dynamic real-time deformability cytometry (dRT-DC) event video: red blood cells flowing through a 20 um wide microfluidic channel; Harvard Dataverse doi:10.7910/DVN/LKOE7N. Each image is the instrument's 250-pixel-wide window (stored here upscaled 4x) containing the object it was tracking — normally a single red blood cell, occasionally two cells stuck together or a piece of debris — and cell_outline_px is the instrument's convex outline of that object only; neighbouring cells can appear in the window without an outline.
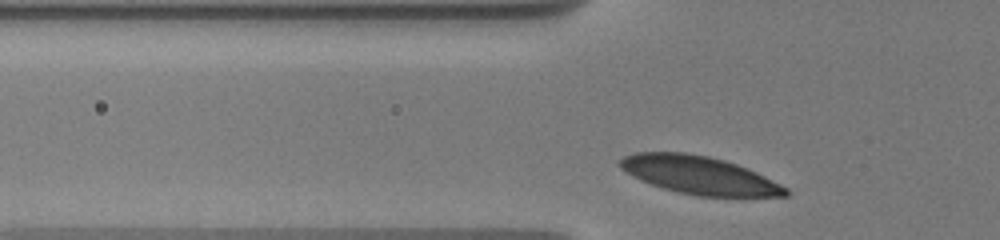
{"species": "human", "species_latin": "Homo sapiens", "temperature_condition": "warm", "stored_images_in_passage": 40, "camera_frame_rate_fps": 3000, "um_per_image_px": 0.085, "donor": {"sex": "male"}, "frame": {"image": 1, "passage_image": 3, "time_ms": 0.667, "image_size_px": [1000, 240], "cell_outline_px": [[792, 192], [788, 196], [696, 196], [664, 188], [652, 184], [632, 176], [620, 168], [616, 164], [624, 156], [636, 152], [684, 152], [708, 156], [724, 160], [736, 164], [756, 172], [788, 188]], "centroid_in_image_um": [59.43, 14.88], "position_along_channel_um": 66.4, "area_um2": 36.41}}
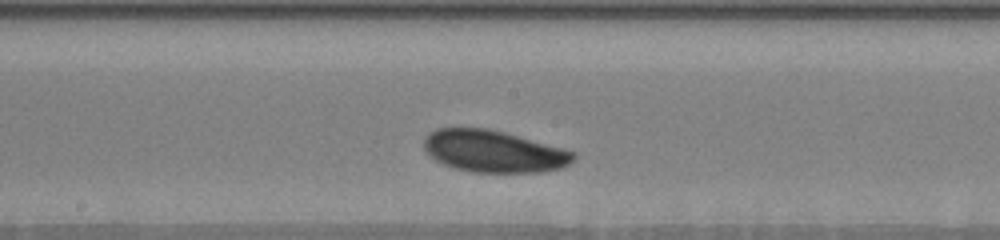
{"frame": {"image": 2, "passage_image": 22, "time_ms": 4.667, "image_size_px": [1000, 240], "cell_outline_px": [[576, 156], [568, 164], [560, 168], [540, 172], [472, 172], [456, 168], [444, 164], [436, 160], [424, 148], [424, 136], [428, 132], [436, 128], [484, 128], [516, 136], [576, 152]], "centroid_in_image_um": [41.92, 12.86], "position_along_channel_um": 206.3, "area_um2": 35.95}}
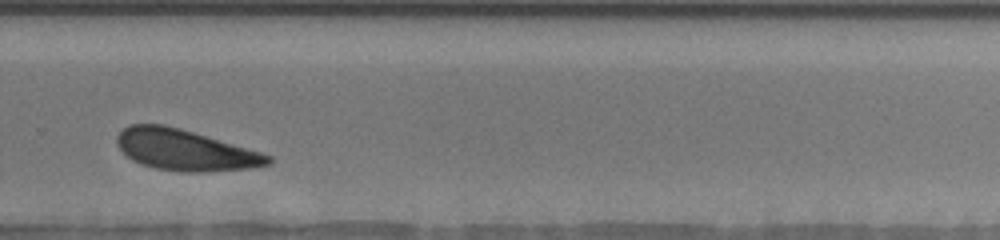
{"frame": {"image": 3, "passage_image": 31, "time_ms": 7.667, "image_size_px": [1000, 240], "cell_outline_px": [[272, 164], [252, 168], [208, 172], [180, 172], [156, 168], [140, 164], [132, 160], [116, 144], [116, 136], [128, 124], [164, 124], [180, 128], [260, 152], [272, 156]], "centroid_in_image_um": [15.73, 12.76], "position_along_channel_um": 314.1, "area_um2": 36.07}, "authors_computed_cell_mechanics": {"area_um2": 36.5007, "velocity_mm_per_s": 3.6027, "shape_relaxation_time_tau1_ms": 1.8631, "shape_relaxation_time_tau2_ms": null, "deformation_change_tau1": 0.0802, "deformation_change_tau2": null}}